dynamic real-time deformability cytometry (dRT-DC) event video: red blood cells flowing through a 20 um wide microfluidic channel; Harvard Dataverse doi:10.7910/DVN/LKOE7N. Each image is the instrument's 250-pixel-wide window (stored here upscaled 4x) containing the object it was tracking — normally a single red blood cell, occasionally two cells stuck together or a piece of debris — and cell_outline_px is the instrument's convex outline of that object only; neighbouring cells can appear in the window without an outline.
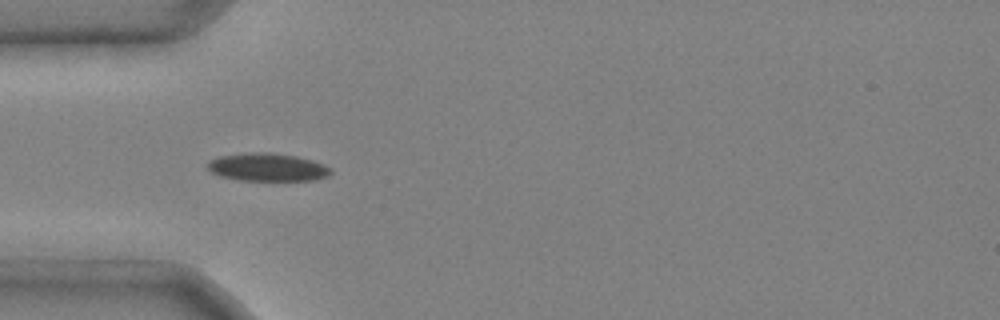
{"species": "common noctule bat (a hibernating species)", "species_latin": "Nyctalus noctula", "temperature_condition": "cold", "stored_images_in_passage": 34, "camera_frame_rate_fps": 3000, "um_per_image_px": 0.085, "animal": {"sex": "male", "body_mass_g": 20.4}, "frame": {"image": 1, "passage_image": 1, "time_ms": 0.0, "image_size_px": [1000, 320], "cell_outline_px": [[332, 172], [328, 176], [316, 180], [240, 180], [220, 176], [212, 172], [208, 168], [208, 160], [216, 156], [252, 152], [272, 152], [296, 156], [312, 160], [324, 164], [332, 168]], "centroid_in_image_um": [22.75, 14.2], "position_along_channel_um": 62.3, "area_um2": 20.23}}
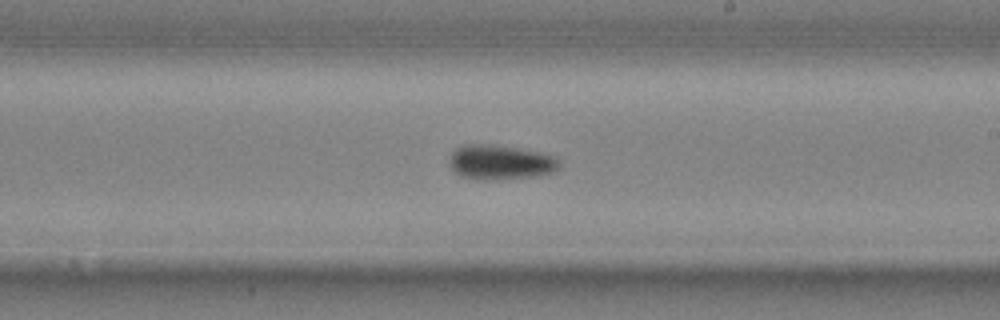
{"frame": {"image": 2, "passage_image": 15, "time_ms": 4.667, "image_size_px": [1000, 320], "cell_outline_px": [[560, 164], [552, 172], [532, 176], [488, 180], [464, 176], [456, 172], [448, 164], [448, 156], [456, 148], [464, 144], [488, 144], [516, 148], [536, 152], [552, 156]], "centroid_in_image_um": [42.44, 13.77], "position_along_channel_um": 246.6, "area_um2": 21.62}}
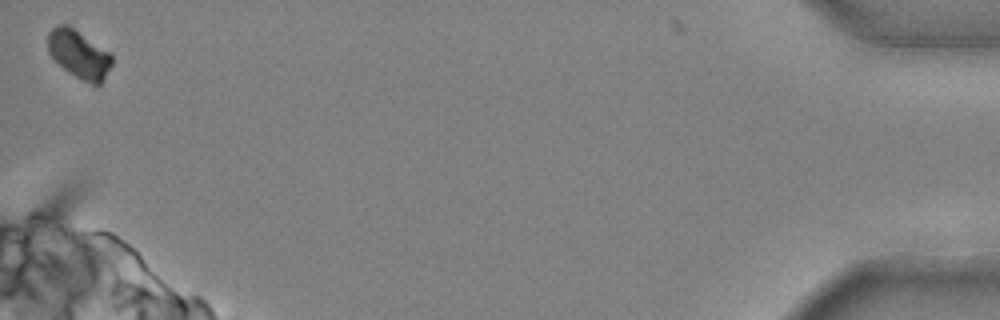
{"frame": {"image": 3, "passage_image": 34, "time_ms": 11.0, "image_size_px": [1000, 320], "cell_outline_px": [[112, 64], [104, 80], [100, 84], [92, 84], [68, 72], [48, 52], [48, 32], [56, 24], [68, 24], [112, 52]], "centroid_in_image_um": [6.74, 4.57], "position_along_channel_um": 428.5, "area_um2": 18.09}, "authors_computed_cell_mechanics": {"area_um2": 20.1722, "velocity_mm_per_s": 3.9807, "shape_relaxation_time_tau1_ms": 5.1944, "shape_relaxation_time_tau2_ms": null, "deformation_change_tau1": 0.153, "deformation_change_tau2": null}}